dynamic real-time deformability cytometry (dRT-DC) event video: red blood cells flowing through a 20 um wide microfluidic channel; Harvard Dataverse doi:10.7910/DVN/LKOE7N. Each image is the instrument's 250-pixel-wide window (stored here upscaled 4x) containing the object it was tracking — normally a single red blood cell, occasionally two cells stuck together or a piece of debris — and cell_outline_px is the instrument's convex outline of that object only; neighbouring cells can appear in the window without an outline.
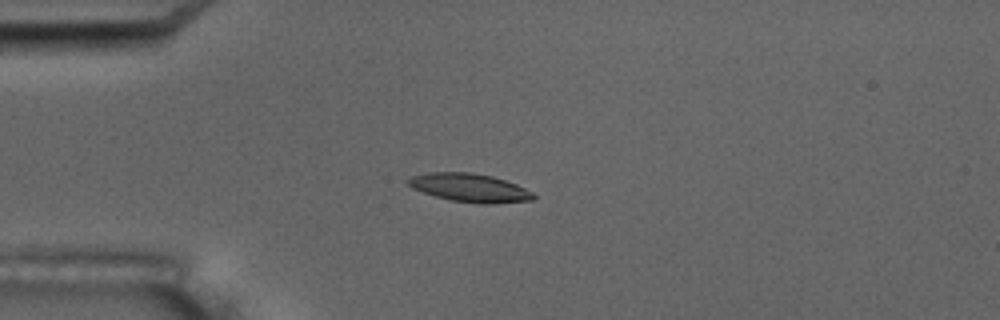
{"species": "common noctule bat (a hibernating species)", "species_latin": "Nyctalus noctula", "temperature_condition": "room temperature", "stored_images_in_passage": 10, "camera_frame_rate_fps": 3000, "um_per_image_px": 0.085, "animal": {"sex": "male", "body_mass_g": 17.5, "forearm_length_mm": 52.3}, "frame": {"image": 1, "passage_image": 5, "time_ms": 4.667, "image_size_px": [1000, 320], "cell_outline_px": [[536, 196], [532, 200], [492, 204], [480, 204], [452, 200], [436, 196], [412, 188], [404, 180], [412, 176], [428, 172], [472, 172], [492, 176], [516, 184], [532, 192]], "centroid_in_image_um": [39.91, 15.95], "position_along_channel_um": 45.1, "area_um2": 20.69}}
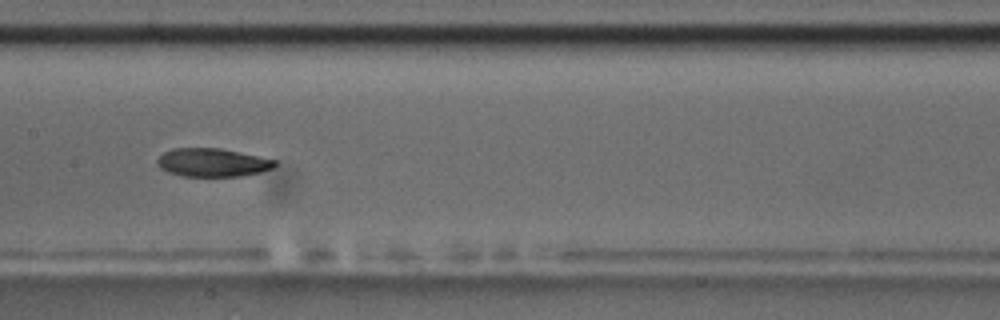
{"frame": {"image": 2, "passage_image": 9, "time_ms": 9.333, "image_size_px": [1000, 320], "cell_outline_px": [[276, 164], [272, 168], [260, 172], [240, 176], [180, 176], [168, 172], [160, 168], [156, 164], [156, 160], [164, 152], [172, 148], [220, 148], [276, 160]], "centroid_in_image_um": [18.01, 13.81], "position_along_channel_um": 189.4, "area_um2": 19.36}}